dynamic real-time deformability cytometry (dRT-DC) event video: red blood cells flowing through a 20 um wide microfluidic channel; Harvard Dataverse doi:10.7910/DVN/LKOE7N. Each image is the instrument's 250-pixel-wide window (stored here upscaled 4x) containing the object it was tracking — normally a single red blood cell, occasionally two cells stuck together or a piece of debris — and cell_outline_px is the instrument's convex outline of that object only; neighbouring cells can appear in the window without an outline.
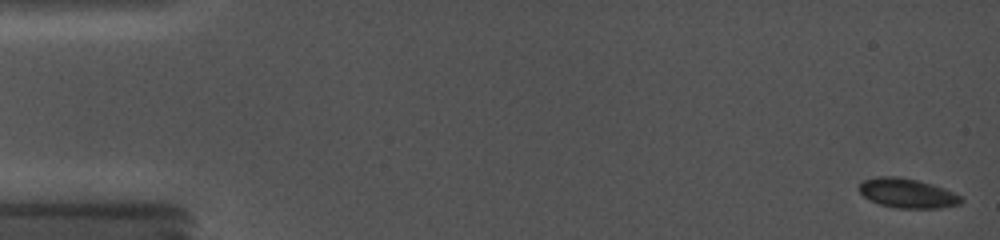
{"species": "common noctule bat (a hibernating species)", "species_latin": "Nyctalus noctula", "temperature_condition": "cold", "stored_images_in_passage": 17, "camera_frame_rate_fps": 5000, "um_per_image_px": 0.085, "animal": {"sex": "female", "body_mass_g": 19.0, "forearm_length_mm": 56.7}, "frame": {"image": 1, "passage_image": 1, "time_ms": 0.0, "image_size_px": [1000, 240], "cell_outline_px": [[964, 200], [960, 204], [940, 208], [896, 208], [880, 204], [864, 196], [860, 192], [860, 184], [864, 180], [876, 176], [896, 176], [916, 180], [932, 184], [944, 188], [964, 196]], "centroid_in_image_um": [77.18, 16.42], "position_along_channel_um": 7.8, "area_um2": 17.51}}
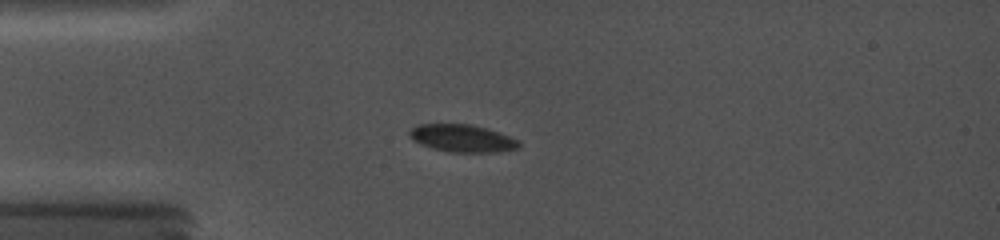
{"frame": {"image": 2, "passage_image": 11, "time_ms": 4.4, "image_size_px": [1000, 240], "cell_outline_px": [[520, 148], [500, 152], [448, 152], [432, 148], [420, 144], [412, 140], [408, 136], [408, 128], [416, 124], [472, 124], [488, 128], [500, 132], [520, 140]], "centroid_in_image_um": [39.28, 11.75], "position_along_channel_um": 45.7, "area_um2": 18.03}}